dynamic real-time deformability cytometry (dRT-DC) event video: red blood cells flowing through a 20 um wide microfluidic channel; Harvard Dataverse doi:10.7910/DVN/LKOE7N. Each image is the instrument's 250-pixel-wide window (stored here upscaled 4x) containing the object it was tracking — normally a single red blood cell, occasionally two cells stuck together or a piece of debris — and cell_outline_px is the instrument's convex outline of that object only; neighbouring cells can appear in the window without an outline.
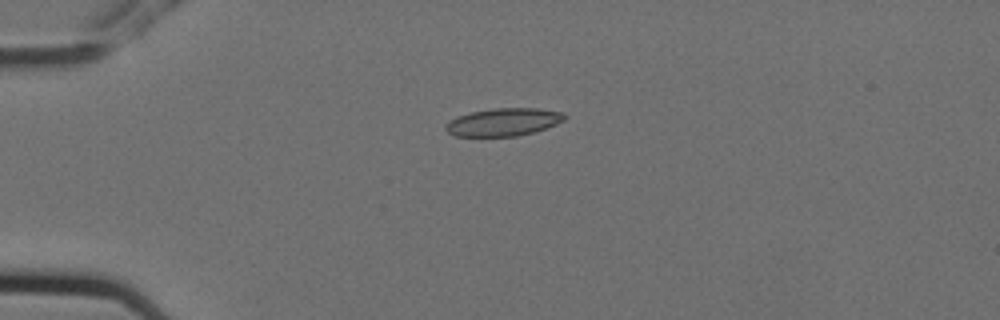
{"species": "Egyptian fruit bat (a non-hibernating species)", "species_latin": "Rousettus aegyptiacus", "temperature_condition": "cold", "stored_images_in_passage": 15, "camera_frame_rate_fps": 3000, "um_per_image_px": 0.085, "animal": {"sex": "female"}, "frame": {"image": 1, "passage_image": 4, "time_ms": 1.0, "image_size_px": [1000, 320], "cell_outline_px": [[568, 116], [564, 120], [556, 124], [532, 132], [516, 136], [456, 136], [448, 132], [444, 128], [448, 120], [472, 112], [496, 108], [536, 108], [564, 112]], "centroid_in_image_um": [42.81, 10.37], "position_along_channel_um": 42.2, "area_um2": 19.07}}
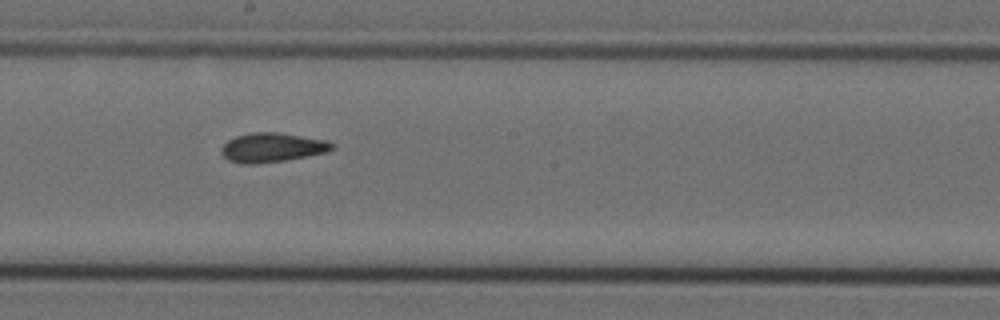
{"frame": {"image": 2, "passage_image": 9, "time_ms": 2.667, "image_size_px": [1000, 320], "cell_outline_px": [[336, 144], [328, 152], [308, 156], [284, 160], [256, 164], [240, 164], [228, 160], [220, 152], [220, 148], [228, 140], [236, 136], [252, 132], [280, 132], [328, 140]], "centroid_in_image_um": [23.14, 12.53], "position_along_channel_um": 225.1, "area_um2": 19.13}}
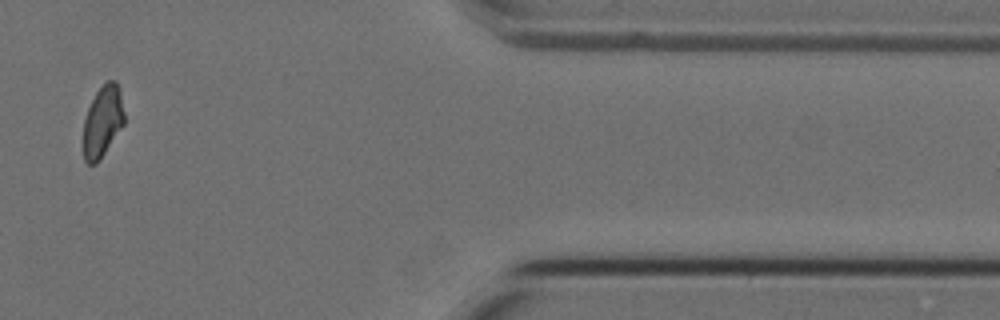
{"frame": {"image": 3, "passage_image": 13, "time_ms": 4.0, "image_size_px": [1000, 320], "cell_outline_px": [[124, 124], [100, 160], [96, 164], [88, 164], [84, 160], [84, 120], [88, 108], [96, 92], [108, 80], [116, 80], [120, 88], [124, 112]], "centroid_in_image_um": [8.74, 10.32], "position_along_channel_um": 402.7, "area_um2": 16.99}}